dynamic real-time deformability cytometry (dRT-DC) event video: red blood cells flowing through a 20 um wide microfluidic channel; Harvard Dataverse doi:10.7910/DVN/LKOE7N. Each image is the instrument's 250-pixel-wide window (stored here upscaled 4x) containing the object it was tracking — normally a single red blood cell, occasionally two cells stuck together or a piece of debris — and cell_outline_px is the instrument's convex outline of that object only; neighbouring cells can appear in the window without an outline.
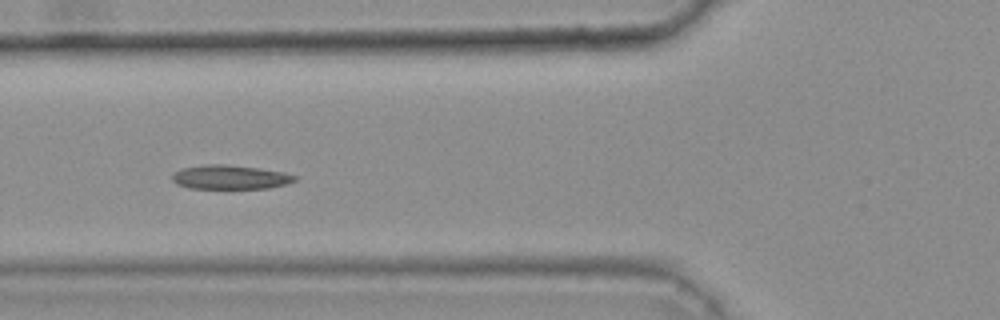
{"species": "common noctule bat (a hibernating species)", "species_latin": "Nyctalus noctula", "temperature_condition": "warm", "stored_images_in_passage": 45, "camera_frame_rate_fps": 3000, "um_per_image_px": 0.085, "animal": {"sex": "female", "body_mass_g": 25.1}, "frame": {"image": 1, "passage_image": 20, "time_ms": 6.333, "image_size_px": [1000, 320], "cell_outline_px": [[296, 180], [284, 184], [268, 188], [188, 188], [176, 184], [172, 180], [172, 176], [176, 172], [184, 168], [208, 164], [228, 164], [260, 168], [284, 172], [296, 176]], "centroid_in_image_um": [19.56, 15.05], "position_along_channel_um": 106.2, "area_um2": 17.05}, "authors_computed_cell_mechanics": {"area_um2": 17.3978, "velocity_mm_per_s": 3.7626, "shape_relaxation_time_tau1_ms": null, "shape_relaxation_time_tau2_ms": 3.9939, "deformation_change_tau1": null, "deformation_change_tau2": 0.0882}}